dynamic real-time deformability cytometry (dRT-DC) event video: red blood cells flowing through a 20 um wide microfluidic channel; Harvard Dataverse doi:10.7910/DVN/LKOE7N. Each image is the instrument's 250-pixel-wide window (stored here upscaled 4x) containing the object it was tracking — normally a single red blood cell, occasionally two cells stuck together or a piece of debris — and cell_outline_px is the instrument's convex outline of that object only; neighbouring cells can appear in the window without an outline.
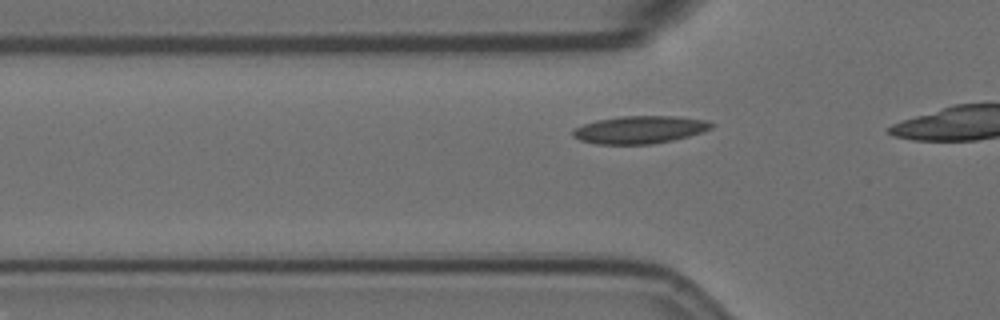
{"species": "Egyptian fruit bat (a non-hibernating species)", "species_latin": "Rousettus aegyptiacus", "temperature_condition": "room temperature", "stored_images_in_passage": 18, "camera_frame_rate_fps": 3000, "um_per_image_px": 0.085, "animal": {"sex": "female"}, "frame": {"image": 1, "passage_image": 8, "time_ms": 2.333, "image_size_px": [1000, 320], "cell_outline_px": [[716, 124], [712, 128], [688, 136], [672, 140], [652, 144], [596, 144], [580, 140], [572, 136], [572, 132], [576, 128], [584, 124], [596, 120], [620, 116], [676, 116], [708, 120]], "centroid_in_image_um": [54.39, 11.02], "position_along_channel_um": 71.4, "area_um2": 22.31}}
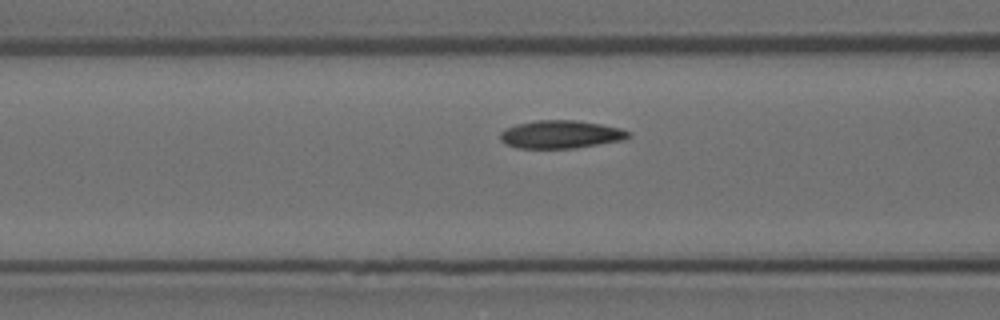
{"frame": {"image": 2, "passage_image": 12, "time_ms": 3.667, "image_size_px": [1000, 320], "cell_outline_px": [[632, 136], [624, 140], [576, 148], [516, 148], [504, 144], [500, 140], [500, 132], [504, 128], [516, 124], [536, 120], [576, 120], [600, 124], [620, 128], [632, 132]], "centroid_in_image_um": [47.66, 11.42], "position_along_channel_um": 118.9, "area_um2": 21.21}}
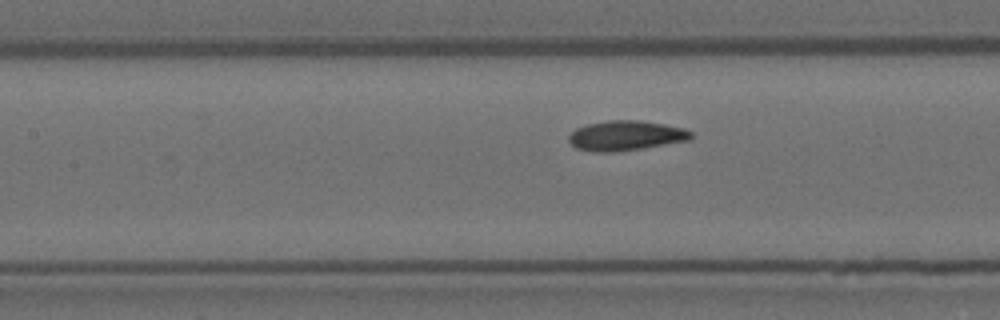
{"frame": {"image": 3, "passage_image": 15, "time_ms": 4.667, "image_size_px": [1000, 320], "cell_outline_px": [[692, 140], [616, 152], [592, 152], [576, 148], [568, 140], [568, 136], [576, 128], [588, 124], [608, 120], [640, 120], [664, 124], [684, 128], [692, 132]], "centroid_in_image_um": [53.2, 11.53], "position_along_channel_um": 154.2, "area_um2": 21.39}}